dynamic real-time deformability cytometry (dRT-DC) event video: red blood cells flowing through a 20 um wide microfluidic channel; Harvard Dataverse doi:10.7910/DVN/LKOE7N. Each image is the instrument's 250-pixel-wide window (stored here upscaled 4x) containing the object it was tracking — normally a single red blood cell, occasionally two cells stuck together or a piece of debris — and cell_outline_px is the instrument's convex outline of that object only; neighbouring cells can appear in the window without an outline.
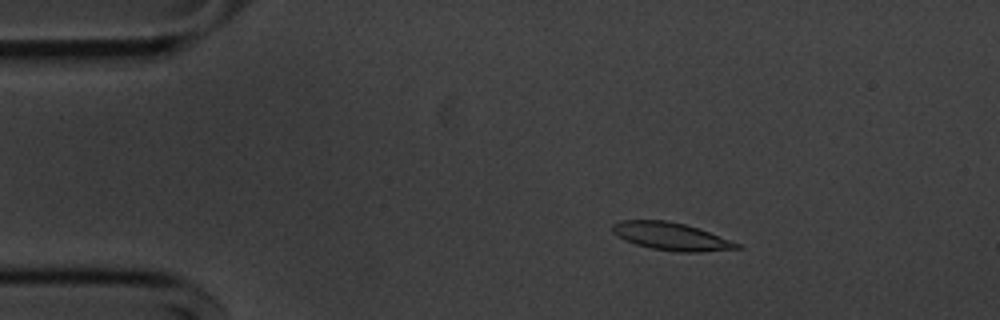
{"species": "common noctule bat (a hibernating species)", "species_latin": "Nyctalus noctula", "temperature_condition": "cold", "stored_images_in_passage": 55, "camera_frame_rate_fps": 3000, "um_per_image_px": 0.085, "animal": {"sex": "male", "body_mass_g": 20.1, "forearm_length_mm": 53.5}, "frame": {"image": 1, "passage_image": 9, "time_ms": 2.667, "image_size_px": [1000, 320], "cell_outline_px": [[744, 248], [700, 252], [680, 252], [652, 248], [636, 244], [624, 240], [616, 236], [612, 232], [612, 224], [620, 220], [668, 220], [684, 224], [708, 232], [740, 244]], "centroid_in_image_um": [57.0, 20.09], "position_along_channel_um": 28.0, "area_um2": 19.94}}
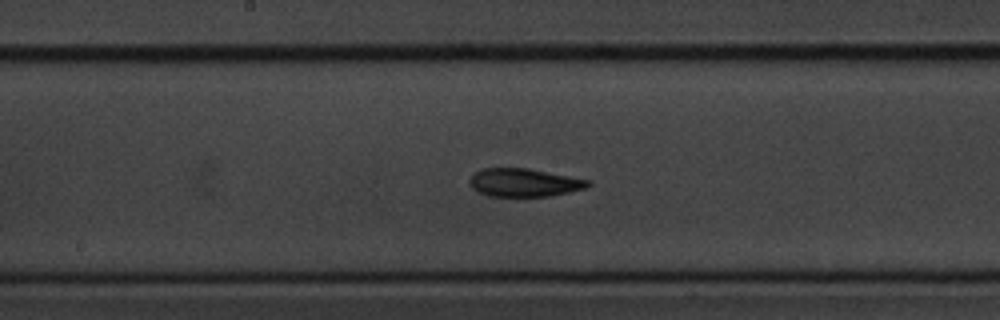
{"frame": {"image": 2, "passage_image": 28, "time_ms": 9.0, "image_size_px": [1000, 320], "cell_outline_px": [[592, 184], [588, 188], [552, 196], [488, 196], [476, 192], [468, 184], [468, 180], [476, 172], [484, 168], [528, 168], [592, 180]], "centroid_in_image_um": [44.58, 15.52], "position_along_channel_um": 203.6, "area_um2": 19.77}}
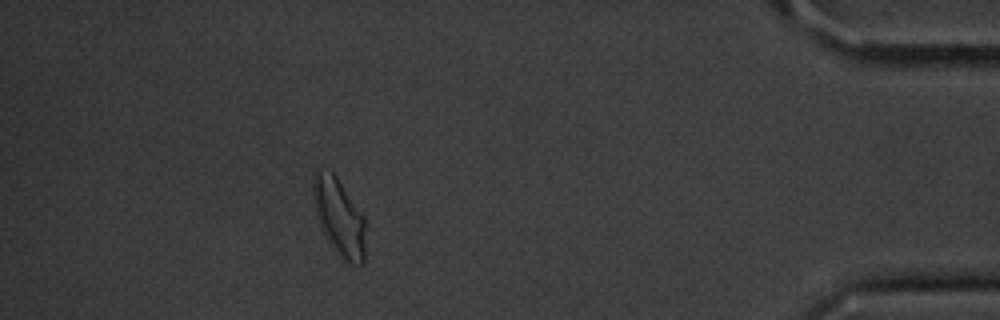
{"frame": {"image": 3, "passage_image": 49, "time_ms": 16.0, "image_size_px": [1000, 320], "cell_outline_px": [[364, 264], [348, 264], [332, 248], [324, 236], [316, 216], [312, 192], [312, 184], [316, 168], [320, 168], [332, 172], [336, 176], [364, 216]], "centroid_in_image_um": [28.79, 18.45], "position_along_channel_um": 406.4, "area_um2": 23.7}, "authors_computed_cell_mechanics": {"area_um2": 19.941, "velocity_mm_per_s": 3.6198, "shape_relaxation_time_tau1_ms": 3.6959, "shape_relaxation_time_tau2_ms": 2.9625, "deformation_change_tau1": 0.1301, "deformation_change_tau2": 0.0806}}